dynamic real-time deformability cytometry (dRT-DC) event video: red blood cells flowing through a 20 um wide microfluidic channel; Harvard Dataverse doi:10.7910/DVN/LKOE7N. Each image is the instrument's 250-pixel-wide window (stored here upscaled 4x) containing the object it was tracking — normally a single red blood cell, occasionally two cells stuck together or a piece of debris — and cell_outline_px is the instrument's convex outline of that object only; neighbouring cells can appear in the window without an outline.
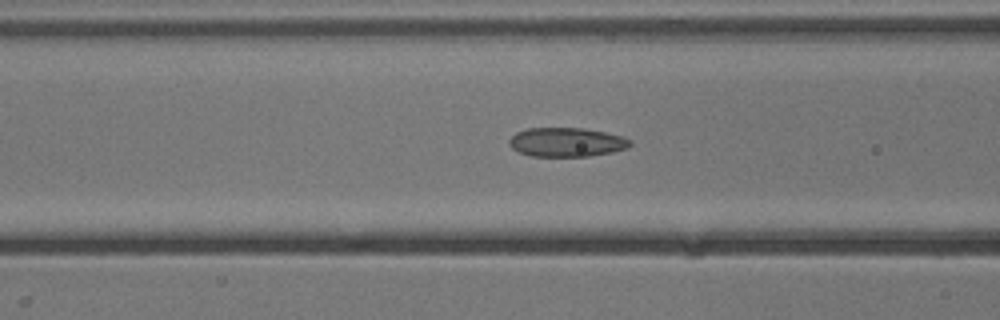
{"species": "common noctule bat (a hibernating species)", "species_latin": "Nyctalus noctula", "temperature_condition": "cold", "stored_images_in_passage": 43, "camera_frame_rate_fps": 3000, "um_per_image_px": 0.085, "animal": {"sex": "male", "body_mass_g": 13.3}, "frame": {"image": 1, "passage_image": 21, "time_ms": 6.667, "image_size_px": [1000, 320], "cell_outline_px": [[632, 144], [628, 148], [612, 152], [588, 156], [532, 156], [520, 152], [512, 148], [508, 144], [508, 140], [516, 132], [528, 128], [584, 128], [604, 132], [620, 136], [632, 140]], "centroid_in_image_um": [48.16, 12.08], "position_along_channel_um": 118.4, "area_um2": 20.46}}
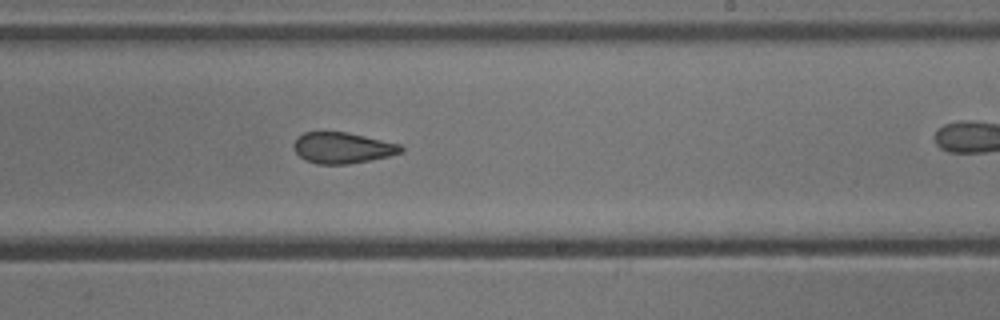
{"frame": {"image": 2, "passage_image": 32, "time_ms": 10.333, "image_size_px": [1000, 320], "cell_outline_px": [[404, 152], [388, 156], [348, 164], [316, 164], [304, 160], [296, 152], [292, 144], [296, 136], [304, 132], [348, 132], [400, 144], [404, 148]], "centroid_in_image_um": [29.08, 12.56], "position_along_channel_um": 259.9, "area_um2": 19.48}}
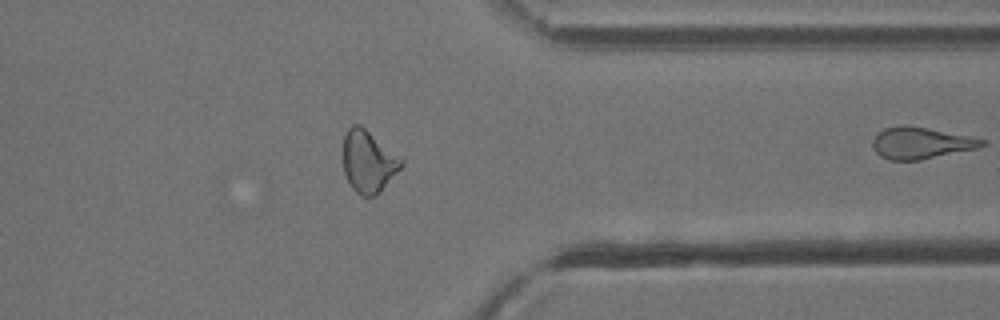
{"frame": {"image": 3, "passage_image": 42, "time_ms": 13.667, "image_size_px": [1000, 320], "cell_outline_px": [[404, 164], [380, 192], [376, 196], [360, 196], [352, 188], [344, 172], [344, 136], [348, 128], [352, 124], [360, 124], [404, 160]], "centroid_in_image_um": [31.31, 13.73], "position_along_channel_um": 380.1, "area_um2": 20.87}}